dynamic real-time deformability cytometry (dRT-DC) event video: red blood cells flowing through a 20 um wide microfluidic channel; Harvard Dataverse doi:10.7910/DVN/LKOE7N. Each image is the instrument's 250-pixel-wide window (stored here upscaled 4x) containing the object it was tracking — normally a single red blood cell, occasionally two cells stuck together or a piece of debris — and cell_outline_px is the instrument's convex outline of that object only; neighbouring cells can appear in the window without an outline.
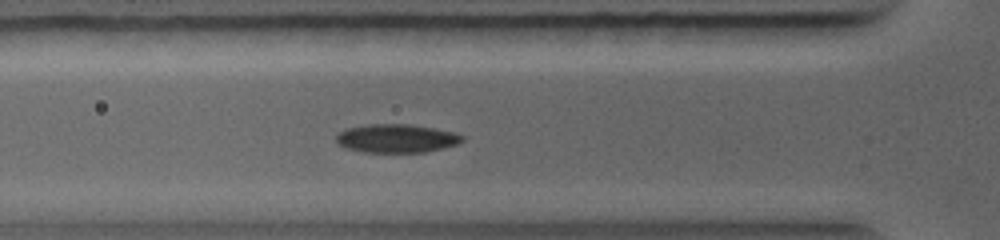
{"species": "common noctule bat (a hibernating species)", "species_latin": "Nyctalus noctula", "temperature_condition": "warm", "stored_images_in_passage": 12, "camera_frame_rate_fps": 5000, "um_per_image_px": 0.085, "animal": {"sex": "female", "body_mass_g": 19.0, "forearm_length_mm": 56.7}, "frame": {"image": 1, "passage_image": 4, "time_ms": 1.8, "image_size_px": [1000, 240], "cell_outline_px": [[464, 140], [456, 144], [424, 152], [364, 152], [348, 148], [340, 144], [336, 140], [336, 136], [340, 132], [348, 128], [368, 124], [408, 124], [432, 128], [452, 132], [464, 136]], "centroid_in_image_um": [33.69, 11.76], "position_along_channel_um": 92.1, "area_um2": 20.52}}
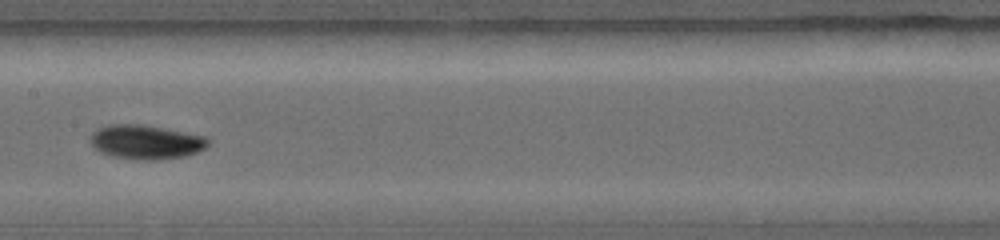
{"frame": {"image": 2, "passage_image": 9, "time_ms": 3.8, "image_size_px": [1000, 240], "cell_outline_px": [[208, 144], [204, 148], [196, 152], [184, 156], [160, 160], [136, 160], [112, 156], [100, 152], [88, 140], [92, 132], [96, 128], [108, 124], [140, 124], [204, 136], [208, 140]], "centroid_in_image_um": [12.33, 12.07], "position_along_channel_um": 195.1, "area_um2": 23.41}}
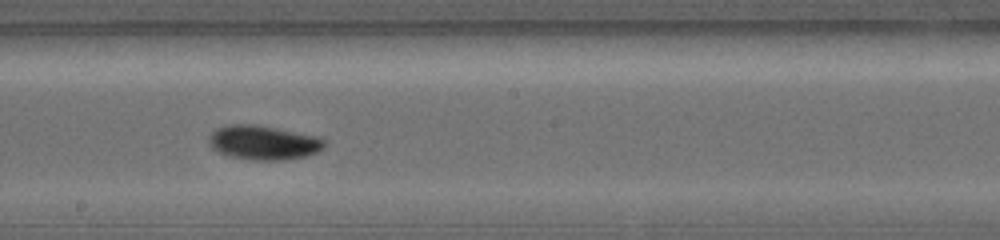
{"frame": {"image": 3, "passage_image": 11, "time_ms": 4.4, "image_size_px": [1000, 240], "cell_outline_px": [[324, 148], [308, 156], [284, 160], [248, 160], [228, 156], [216, 152], [208, 144], [208, 136], [216, 128], [228, 124], [256, 124], [276, 128], [312, 136], [324, 140]], "centroid_in_image_um": [22.3, 12.13], "position_along_channel_um": 225.9, "area_um2": 23.18}}